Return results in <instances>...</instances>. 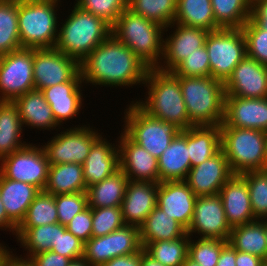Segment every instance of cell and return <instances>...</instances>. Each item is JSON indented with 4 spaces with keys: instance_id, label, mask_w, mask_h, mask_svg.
Here are the masks:
<instances>
[{
    "instance_id": "cell-1",
    "label": "cell",
    "mask_w": 267,
    "mask_h": 266,
    "mask_svg": "<svg viewBox=\"0 0 267 266\" xmlns=\"http://www.w3.org/2000/svg\"><path fill=\"white\" fill-rule=\"evenodd\" d=\"M80 69L83 83L130 87L145 82L149 67L130 48L110 34L80 62Z\"/></svg>"
},
{
    "instance_id": "cell-2",
    "label": "cell",
    "mask_w": 267,
    "mask_h": 266,
    "mask_svg": "<svg viewBox=\"0 0 267 266\" xmlns=\"http://www.w3.org/2000/svg\"><path fill=\"white\" fill-rule=\"evenodd\" d=\"M148 88L145 101L134 102L148 116L169 122L181 131L194 126L190 121L180 86L172 72L149 68L143 83Z\"/></svg>"
},
{
    "instance_id": "cell-3",
    "label": "cell",
    "mask_w": 267,
    "mask_h": 266,
    "mask_svg": "<svg viewBox=\"0 0 267 266\" xmlns=\"http://www.w3.org/2000/svg\"><path fill=\"white\" fill-rule=\"evenodd\" d=\"M165 27L126 8L111 28V34L130 48L149 68L162 64Z\"/></svg>"
},
{
    "instance_id": "cell-4",
    "label": "cell",
    "mask_w": 267,
    "mask_h": 266,
    "mask_svg": "<svg viewBox=\"0 0 267 266\" xmlns=\"http://www.w3.org/2000/svg\"><path fill=\"white\" fill-rule=\"evenodd\" d=\"M66 20L58 30L55 48L79 62L111 34L112 27L106 21L77 5Z\"/></svg>"
},
{
    "instance_id": "cell-5",
    "label": "cell",
    "mask_w": 267,
    "mask_h": 266,
    "mask_svg": "<svg viewBox=\"0 0 267 266\" xmlns=\"http://www.w3.org/2000/svg\"><path fill=\"white\" fill-rule=\"evenodd\" d=\"M189 121L194 126L221 125L224 119V83L211 76L180 77Z\"/></svg>"
},
{
    "instance_id": "cell-6",
    "label": "cell",
    "mask_w": 267,
    "mask_h": 266,
    "mask_svg": "<svg viewBox=\"0 0 267 266\" xmlns=\"http://www.w3.org/2000/svg\"><path fill=\"white\" fill-rule=\"evenodd\" d=\"M60 0H18V26L22 48H54ZM58 25V26H57Z\"/></svg>"
},
{
    "instance_id": "cell-7",
    "label": "cell",
    "mask_w": 267,
    "mask_h": 266,
    "mask_svg": "<svg viewBox=\"0 0 267 266\" xmlns=\"http://www.w3.org/2000/svg\"><path fill=\"white\" fill-rule=\"evenodd\" d=\"M221 128V150L234 175L267 169V132L237 127Z\"/></svg>"
},
{
    "instance_id": "cell-8",
    "label": "cell",
    "mask_w": 267,
    "mask_h": 266,
    "mask_svg": "<svg viewBox=\"0 0 267 266\" xmlns=\"http://www.w3.org/2000/svg\"><path fill=\"white\" fill-rule=\"evenodd\" d=\"M127 107L123 132L158 159L181 130L172 123L148 116L134 101Z\"/></svg>"
},
{
    "instance_id": "cell-9",
    "label": "cell",
    "mask_w": 267,
    "mask_h": 266,
    "mask_svg": "<svg viewBox=\"0 0 267 266\" xmlns=\"http://www.w3.org/2000/svg\"><path fill=\"white\" fill-rule=\"evenodd\" d=\"M210 76L223 83L246 57V39L241 28H220L210 31L205 41Z\"/></svg>"
},
{
    "instance_id": "cell-10",
    "label": "cell",
    "mask_w": 267,
    "mask_h": 266,
    "mask_svg": "<svg viewBox=\"0 0 267 266\" xmlns=\"http://www.w3.org/2000/svg\"><path fill=\"white\" fill-rule=\"evenodd\" d=\"M49 162L43 147L26 144L0 161V174L10 180L29 183L43 191Z\"/></svg>"
},
{
    "instance_id": "cell-11",
    "label": "cell",
    "mask_w": 267,
    "mask_h": 266,
    "mask_svg": "<svg viewBox=\"0 0 267 266\" xmlns=\"http://www.w3.org/2000/svg\"><path fill=\"white\" fill-rule=\"evenodd\" d=\"M34 89L33 49L21 48L0 56V101L13 102Z\"/></svg>"
},
{
    "instance_id": "cell-12",
    "label": "cell",
    "mask_w": 267,
    "mask_h": 266,
    "mask_svg": "<svg viewBox=\"0 0 267 266\" xmlns=\"http://www.w3.org/2000/svg\"><path fill=\"white\" fill-rule=\"evenodd\" d=\"M141 249L139 227L124 224L108 235L91 237L84 244L83 258L91 266H100L115 257L137 253Z\"/></svg>"
},
{
    "instance_id": "cell-13",
    "label": "cell",
    "mask_w": 267,
    "mask_h": 266,
    "mask_svg": "<svg viewBox=\"0 0 267 266\" xmlns=\"http://www.w3.org/2000/svg\"><path fill=\"white\" fill-rule=\"evenodd\" d=\"M56 134L43 149L49 165L79 163L86 160L93 144L102 136L95 129L78 126Z\"/></svg>"
},
{
    "instance_id": "cell-14",
    "label": "cell",
    "mask_w": 267,
    "mask_h": 266,
    "mask_svg": "<svg viewBox=\"0 0 267 266\" xmlns=\"http://www.w3.org/2000/svg\"><path fill=\"white\" fill-rule=\"evenodd\" d=\"M80 62L54 48L33 49L35 90L69 82L79 72Z\"/></svg>"
},
{
    "instance_id": "cell-15",
    "label": "cell",
    "mask_w": 267,
    "mask_h": 266,
    "mask_svg": "<svg viewBox=\"0 0 267 266\" xmlns=\"http://www.w3.org/2000/svg\"><path fill=\"white\" fill-rule=\"evenodd\" d=\"M231 229L219 194L196 198L193 217L187 230L190 237L197 233L200 238L228 241Z\"/></svg>"
},
{
    "instance_id": "cell-16",
    "label": "cell",
    "mask_w": 267,
    "mask_h": 266,
    "mask_svg": "<svg viewBox=\"0 0 267 266\" xmlns=\"http://www.w3.org/2000/svg\"><path fill=\"white\" fill-rule=\"evenodd\" d=\"M175 24L176 29L168 38L164 39L162 56L164 65L160 64L157 67V69L164 72H172L188 55L205 46L209 33V31L202 28L177 23L166 27L165 32L168 31V28H174Z\"/></svg>"
},
{
    "instance_id": "cell-17",
    "label": "cell",
    "mask_w": 267,
    "mask_h": 266,
    "mask_svg": "<svg viewBox=\"0 0 267 266\" xmlns=\"http://www.w3.org/2000/svg\"><path fill=\"white\" fill-rule=\"evenodd\" d=\"M233 175L224 152L220 150L200 165L191 167L185 182L196 197L217 195Z\"/></svg>"
},
{
    "instance_id": "cell-18",
    "label": "cell",
    "mask_w": 267,
    "mask_h": 266,
    "mask_svg": "<svg viewBox=\"0 0 267 266\" xmlns=\"http://www.w3.org/2000/svg\"><path fill=\"white\" fill-rule=\"evenodd\" d=\"M119 136V168L130 181L159 183L158 159L133 142L123 131Z\"/></svg>"
},
{
    "instance_id": "cell-19",
    "label": "cell",
    "mask_w": 267,
    "mask_h": 266,
    "mask_svg": "<svg viewBox=\"0 0 267 266\" xmlns=\"http://www.w3.org/2000/svg\"><path fill=\"white\" fill-rule=\"evenodd\" d=\"M224 88L225 96L266 98L267 66L246 55L224 83Z\"/></svg>"
},
{
    "instance_id": "cell-20",
    "label": "cell",
    "mask_w": 267,
    "mask_h": 266,
    "mask_svg": "<svg viewBox=\"0 0 267 266\" xmlns=\"http://www.w3.org/2000/svg\"><path fill=\"white\" fill-rule=\"evenodd\" d=\"M220 127L256 129L267 132V97L225 96L224 119Z\"/></svg>"
},
{
    "instance_id": "cell-21",
    "label": "cell",
    "mask_w": 267,
    "mask_h": 266,
    "mask_svg": "<svg viewBox=\"0 0 267 266\" xmlns=\"http://www.w3.org/2000/svg\"><path fill=\"white\" fill-rule=\"evenodd\" d=\"M196 198L185 181L160 182L157 191V207L188 230Z\"/></svg>"
},
{
    "instance_id": "cell-22",
    "label": "cell",
    "mask_w": 267,
    "mask_h": 266,
    "mask_svg": "<svg viewBox=\"0 0 267 266\" xmlns=\"http://www.w3.org/2000/svg\"><path fill=\"white\" fill-rule=\"evenodd\" d=\"M159 183L128 181L122 200V218L125 224L140 227L157 206Z\"/></svg>"
},
{
    "instance_id": "cell-23",
    "label": "cell",
    "mask_w": 267,
    "mask_h": 266,
    "mask_svg": "<svg viewBox=\"0 0 267 266\" xmlns=\"http://www.w3.org/2000/svg\"><path fill=\"white\" fill-rule=\"evenodd\" d=\"M81 71L69 82L53 85L42 90L45 100L50 105L56 123L76 117L83 105ZM81 88V89H80Z\"/></svg>"
},
{
    "instance_id": "cell-24",
    "label": "cell",
    "mask_w": 267,
    "mask_h": 266,
    "mask_svg": "<svg viewBox=\"0 0 267 266\" xmlns=\"http://www.w3.org/2000/svg\"><path fill=\"white\" fill-rule=\"evenodd\" d=\"M218 194L231 227L257 220L253 215L248 185L240 175H233Z\"/></svg>"
},
{
    "instance_id": "cell-25",
    "label": "cell",
    "mask_w": 267,
    "mask_h": 266,
    "mask_svg": "<svg viewBox=\"0 0 267 266\" xmlns=\"http://www.w3.org/2000/svg\"><path fill=\"white\" fill-rule=\"evenodd\" d=\"M118 145L102 136L93 144L83 165L86 187L101 182L119 169Z\"/></svg>"
},
{
    "instance_id": "cell-26",
    "label": "cell",
    "mask_w": 267,
    "mask_h": 266,
    "mask_svg": "<svg viewBox=\"0 0 267 266\" xmlns=\"http://www.w3.org/2000/svg\"><path fill=\"white\" fill-rule=\"evenodd\" d=\"M191 168L187 129L180 131L158 158L159 183L185 181Z\"/></svg>"
},
{
    "instance_id": "cell-27",
    "label": "cell",
    "mask_w": 267,
    "mask_h": 266,
    "mask_svg": "<svg viewBox=\"0 0 267 266\" xmlns=\"http://www.w3.org/2000/svg\"><path fill=\"white\" fill-rule=\"evenodd\" d=\"M40 190L32 184L10 180L0 174V195L7 216L19 226Z\"/></svg>"
},
{
    "instance_id": "cell-28",
    "label": "cell",
    "mask_w": 267,
    "mask_h": 266,
    "mask_svg": "<svg viewBox=\"0 0 267 266\" xmlns=\"http://www.w3.org/2000/svg\"><path fill=\"white\" fill-rule=\"evenodd\" d=\"M13 103L18 107L23 127L27 125L40 130H53L58 126L41 90L28 91L17 97Z\"/></svg>"
},
{
    "instance_id": "cell-29",
    "label": "cell",
    "mask_w": 267,
    "mask_h": 266,
    "mask_svg": "<svg viewBox=\"0 0 267 266\" xmlns=\"http://www.w3.org/2000/svg\"><path fill=\"white\" fill-rule=\"evenodd\" d=\"M191 167L200 165L221 150L220 125L191 126L187 129Z\"/></svg>"
},
{
    "instance_id": "cell-30",
    "label": "cell",
    "mask_w": 267,
    "mask_h": 266,
    "mask_svg": "<svg viewBox=\"0 0 267 266\" xmlns=\"http://www.w3.org/2000/svg\"><path fill=\"white\" fill-rule=\"evenodd\" d=\"M139 233L142 248H145L152 242L181 238L187 230L156 206L139 227Z\"/></svg>"
},
{
    "instance_id": "cell-31",
    "label": "cell",
    "mask_w": 267,
    "mask_h": 266,
    "mask_svg": "<svg viewBox=\"0 0 267 266\" xmlns=\"http://www.w3.org/2000/svg\"><path fill=\"white\" fill-rule=\"evenodd\" d=\"M43 191L54 196L86 192L83 165L79 163L49 165L47 182Z\"/></svg>"
},
{
    "instance_id": "cell-32",
    "label": "cell",
    "mask_w": 267,
    "mask_h": 266,
    "mask_svg": "<svg viewBox=\"0 0 267 266\" xmlns=\"http://www.w3.org/2000/svg\"><path fill=\"white\" fill-rule=\"evenodd\" d=\"M128 177L119 168L101 182L87 187L88 206L91 208L121 207Z\"/></svg>"
},
{
    "instance_id": "cell-33",
    "label": "cell",
    "mask_w": 267,
    "mask_h": 266,
    "mask_svg": "<svg viewBox=\"0 0 267 266\" xmlns=\"http://www.w3.org/2000/svg\"><path fill=\"white\" fill-rule=\"evenodd\" d=\"M22 122L18 107L10 101H0V161L26 144L21 141Z\"/></svg>"
},
{
    "instance_id": "cell-34",
    "label": "cell",
    "mask_w": 267,
    "mask_h": 266,
    "mask_svg": "<svg viewBox=\"0 0 267 266\" xmlns=\"http://www.w3.org/2000/svg\"><path fill=\"white\" fill-rule=\"evenodd\" d=\"M228 243L237 251L253 254L267 261L264 223L259 219L232 227Z\"/></svg>"
},
{
    "instance_id": "cell-35",
    "label": "cell",
    "mask_w": 267,
    "mask_h": 266,
    "mask_svg": "<svg viewBox=\"0 0 267 266\" xmlns=\"http://www.w3.org/2000/svg\"><path fill=\"white\" fill-rule=\"evenodd\" d=\"M174 23L207 31L221 27L215 22L211 0H177V11Z\"/></svg>"
},
{
    "instance_id": "cell-36",
    "label": "cell",
    "mask_w": 267,
    "mask_h": 266,
    "mask_svg": "<svg viewBox=\"0 0 267 266\" xmlns=\"http://www.w3.org/2000/svg\"><path fill=\"white\" fill-rule=\"evenodd\" d=\"M21 48L18 0H0V56Z\"/></svg>"
},
{
    "instance_id": "cell-37",
    "label": "cell",
    "mask_w": 267,
    "mask_h": 266,
    "mask_svg": "<svg viewBox=\"0 0 267 266\" xmlns=\"http://www.w3.org/2000/svg\"><path fill=\"white\" fill-rule=\"evenodd\" d=\"M211 5L221 28H242L250 19L251 0H211Z\"/></svg>"
},
{
    "instance_id": "cell-38",
    "label": "cell",
    "mask_w": 267,
    "mask_h": 266,
    "mask_svg": "<svg viewBox=\"0 0 267 266\" xmlns=\"http://www.w3.org/2000/svg\"><path fill=\"white\" fill-rule=\"evenodd\" d=\"M17 242L27 251V257L51 250L58 239V223L31 227L29 229H17ZM29 252V253H28Z\"/></svg>"
},
{
    "instance_id": "cell-39",
    "label": "cell",
    "mask_w": 267,
    "mask_h": 266,
    "mask_svg": "<svg viewBox=\"0 0 267 266\" xmlns=\"http://www.w3.org/2000/svg\"><path fill=\"white\" fill-rule=\"evenodd\" d=\"M127 8L166 28L174 23L177 0H128Z\"/></svg>"
},
{
    "instance_id": "cell-40",
    "label": "cell",
    "mask_w": 267,
    "mask_h": 266,
    "mask_svg": "<svg viewBox=\"0 0 267 266\" xmlns=\"http://www.w3.org/2000/svg\"><path fill=\"white\" fill-rule=\"evenodd\" d=\"M190 236L149 243L144 250L165 266H182L188 257Z\"/></svg>"
},
{
    "instance_id": "cell-41",
    "label": "cell",
    "mask_w": 267,
    "mask_h": 266,
    "mask_svg": "<svg viewBox=\"0 0 267 266\" xmlns=\"http://www.w3.org/2000/svg\"><path fill=\"white\" fill-rule=\"evenodd\" d=\"M57 223L58 215L55 196L45 191H40L28 207L27 214L17 229H29Z\"/></svg>"
},
{
    "instance_id": "cell-42",
    "label": "cell",
    "mask_w": 267,
    "mask_h": 266,
    "mask_svg": "<svg viewBox=\"0 0 267 266\" xmlns=\"http://www.w3.org/2000/svg\"><path fill=\"white\" fill-rule=\"evenodd\" d=\"M248 185L253 215L267 218V169L245 172L240 175Z\"/></svg>"
},
{
    "instance_id": "cell-43",
    "label": "cell",
    "mask_w": 267,
    "mask_h": 266,
    "mask_svg": "<svg viewBox=\"0 0 267 266\" xmlns=\"http://www.w3.org/2000/svg\"><path fill=\"white\" fill-rule=\"evenodd\" d=\"M190 237L188 257L201 266H216L222 249L228 241L200 238L196 241Z\"/></svg>"
},
{
    "instance_id": "cell-44",
    "label": "cell",
    "mask_w": 267,
    "mask_h": 266,
    "mask_svg": "<svg viewBox=\"0 0 267 266\" xmlns=\"http://www.w3.org/2000/svg\"><path fill=\"white\" fill-rule=\"evenodd\" d=\"M82 10L102 18L111 27L127 8L128 0H76Z\"/></svg>"
},
{
    "instance_id": "cell-45",
    "label": "cell",
    "mask_w": 267,
    "mask_h": 266,
    "mask_svg": "<svg viewBox=\"0 0 267 266\" xmlns=\"http://www.w3.org/2000/svg\"><path fill=\"white\" fill-rule=\"evenodd\" d=\"M241 29L246 39L247 56L267 66V31L262 30L251 18Z\"/></svg>"
},
{
    "instance_id": "cell-46",
    "label": "cell",
    "mask_w": 267,
    "mask_h": 266,
    "mask_svg": "<svg viewBox=\"0 0 267 266\" xmlns=\"http://www.w3.org/2000/svg\"><path fill=\"white\" fill-rule=\"evenodd\" d=\"M124 224L121 207L92 208V237L108 235Z\"/></svg>"
},
{
    "instance_id": "cell-47",
    "label": "cell",
    "mask_w": 267,
    "mask_h": 266,
    "mask_svg": "<svg viewBox=\"0 0 267 266\" xmlns=\"http://www.w3.org/2000/svg\"><path fill=\"white\" fill-rule=\"evenodd\" d=\"M58 223L66 226L71 219L88 207L86 192L55 195Z\"/></svg>"
},
{
    "instance_id": "cell-48",
    "label": "cell",
    "mask_w": 267,
    "mask_h": 266,
    "mask_svg": "<svg viewBox=\"0 0 267 266\" xmlns=\"http://www.w3.org/2000/svg\"><path fill=\"white\" fill-rule=\"evenodd\" d=\"M176 77L210 76L208 52L205 46L188 55L173 71Z\"/></svg>"
},
{
    "instance_id": "cell-49",
    "label": "cell",
    "mask_w": 267,
    "mask_h": 266,
    "mask_svg": "<svg viewBox=\"0 0 267 266\" xmlns=\"http://www.w3.org/2000/svg\"><path fill=\"white\" fill-rule=\"evenodd\" d=\"M51 251L75 260L84 256V243L69 232L66 226L58 223V239L51 246Z\"/></svg>"
},
{
    "instance_id": "cell-50",
    "label": "cell",
    "mask_w": 267,
    "mask_h": 266,
    "mask_svg": "<svg viewBox=\"0 0 267 266\" xmlns=\"http://www.w3.org/2000/svg\"><path fill=\"white\" fill-rule=\"evenodd\" d=\"M66 228L85 244L92 237V208L88 206L76 214Z\"/></svg>"
},
{
    "instance_id": "cell-51",
    "label": "cell",
    "mask_w": 267,
    "mask_h": 266,
    "mask_svg": "<svg viewBox=\"0 0 267 266\" xmlns=\"http://www.w3.org/2000/svg\"><path fill=\"white\" fill-rule=\"evenodd\" d=\"M35 266H67L71 261L51 250L35 254L31 257Z\"/></svg>"
},
{
    "instance_id": "cell-52",
    "label": "cell",
    "mask_w": 267,
    "mask_h": 266,
    "mask_svg": "<svg viewBox=\"0 0 267 266\" xmlns=\"http://www.w3.org/2000/svg\"><path fill=\"white\" fill-rule=\"evenodd\" d=\"M250 18L262 30L267 31V0H251Z\"/></svg>"
},
{
    "instance_id": "cell-53",
    "label": "cell",
    "mask_w": 267,
    "mask_h": 266,
    "mask_svg": "<svg viewBox=\"0 0 267 266\" xmlns=\"http://www.w3.org/2000/svg\"><path fill=\"white\" fill-rule=\"evenodd\" d=\"M6 246H0V266H35L30 257L15 256ZM12 253V254H11Z\"/></svg>"
},
{
    "instance_id": "cell-54",
    "label": "cell",
    "mask_w": 267,
    "mask_h": 266,
    "mask_svg": "<svg viewBox=\"0 0 267 266\" xmlns=\"http://www.w3.org/2000/svg\"><path fill=\"white\" fill-rule=\"evenodd\" d=\"M100 266H141V250L130 255L115 257Z\"/></svg>"
},
{
    "instance_id": "cell-55",
    "label": "cell",
    "mask_w": 267,
    "mask_h": 266,
    "mask_svg": "<svg viewBox=\"0 0 267 266\" xmlns=\"http://www.w3.org/2000/svg\"><path fill=\"white\" fill-rule=\"evenodd\" d=\"M265 260L259 256L236 250V266H262Z\"/></svg>"
},
{
    "instance_id": "cell-56",
    "label": "cell",
    "mask_w": 267,
    "mask_h": 266,
    "mask_svg": "<svg viewBox=\"0 0 267 266\" xmlns=\"http://www.w3.org/2000/svg\"><path fill=\"white\" fill-rule=\"evenodd\" d=\"M216 266H236V250L229 243L222 249Z\"/></svg>"
},
{
    "instance_id": "cell-57",
    "label": "cell",
    "mask_w": 267,
    "mask_h": 266,
    "mask_svg": "<svg viewBox=\"0 0 267 266\" xmlns=\"http://www.w3.org/2000/svg\"><path fill=\"white\" fill-rule=\"evenodd\" d=\"M17 225L7 216L4 204L1 200V195H0V229L6 230L8 229L10 232L12 231L13 235H16L17 231Z\"/></svg>"
},
{
    "instance_id": "cell-58",
    "label": "cell",
    "mask_w": 267,
    "mask_h": 266,
    "mask_svg": "<svg viewBox=\"0 0 267 266\" xmlns=\"http://www.w3.org/2000/svg\"><path fill=\"white\" fill-rule=\"evenodd\" d=\"M141 266H165L151 257L144 248L141 249Z\"/></svg>"
},
{
    "instance_id": "cell-59",
    "label": "cell",
    "mask_w": 267,
    "mask_h": 266,
    "mask_svg": "<svg viewBox=\"0 0 267 266\" xmlns=\"http://www.w3.org/2000/svg\"><path fill=\"white\" fill-rule=\"evenodd\" d=\"M67 266H91L83 257L71 260Z\"/></svg>"
},
{
    "instance_id": "cell-60",
    "label": "cell",
    "mask_w": 267,
    "mask_h": 266,
    "mask_svg": "<svg viewBox=\"0 0 267 266\" xmlns=\"http://www.w3.org/2000/svg\"><path fill=\"white\" fill-rule=\"evenodd\" d=\"M182 266H201V265L199 263H197V262H194L189 257H187Z\"/></svg>"
},
{
    "instance_id": "cell-61",
    "label": "cell",
    "mask_w": 267,
    "mask_h": 266,
    "mask_svg": "<svg viewBox=\"0 0 267 266\" xmlns=\"http://www.w3.org/2000/svg\"><path fill=\"white\" fill-rule=\"evenodd\" d=\"M265 221H264V220ZM263 223H264V230H265V234H266V242H267V219H266V217L265 218H262V219H260Z\"/></svg>"
},
{
    "instance_id": "cell-62",
    "label": "cell",
    "mask_w": 267,
    "mask_h": 266,
    "mask_svg": "<svg viewBox=\"0 0 267 266\" xmlns=\"http://www.w3.org/2000/svg\"><path fill=\"white\" fill-rule=\"evenodd\" d=\"M262 266H267V261H265V263Z\"/></svg>"
}]
</instances>
